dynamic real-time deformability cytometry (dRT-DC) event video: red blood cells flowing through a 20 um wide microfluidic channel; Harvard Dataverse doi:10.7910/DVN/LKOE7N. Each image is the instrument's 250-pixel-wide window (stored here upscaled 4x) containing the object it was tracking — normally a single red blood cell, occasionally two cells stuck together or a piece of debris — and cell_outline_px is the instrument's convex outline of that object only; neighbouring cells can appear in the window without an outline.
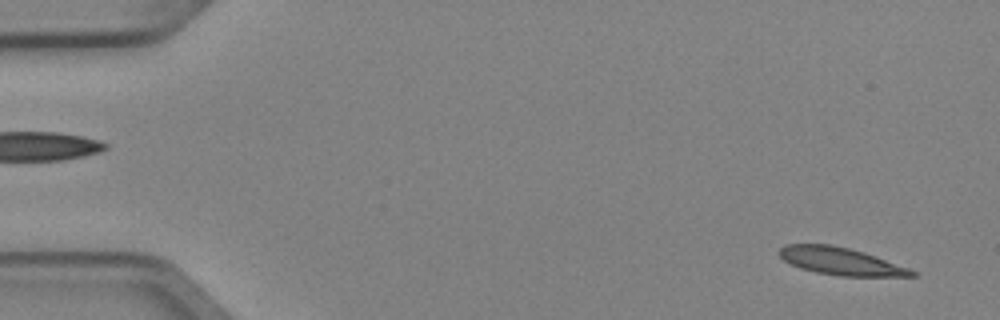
{"species": "Egyptian fruit bat (a non-hibernating species)", "species_latin": "Rousettus aegyptiacus", "temperature_condition": "cold", "stored_images_in_passage": 2, "camera_frame_rate_fps": 3000, "um_per_image_px": 0.085, "animal": {"sex": "female"}, "frame": {"image": 1, "passage_image": 2, "time_ms": 0.333, "image_size_px": [1000, 320], "cell_outline_px": [[920, 276], [840, 276], [816, 272], [800, 268], [784, 260], [776, 252], [784, 244], [832, 244], [864, 252], [876, 256], [908, 268], [916, 272]], "centroid_in_image_um": [71.43, 22.19], "position_along_channel_um": 13.6, "area_um2": 21.15}}